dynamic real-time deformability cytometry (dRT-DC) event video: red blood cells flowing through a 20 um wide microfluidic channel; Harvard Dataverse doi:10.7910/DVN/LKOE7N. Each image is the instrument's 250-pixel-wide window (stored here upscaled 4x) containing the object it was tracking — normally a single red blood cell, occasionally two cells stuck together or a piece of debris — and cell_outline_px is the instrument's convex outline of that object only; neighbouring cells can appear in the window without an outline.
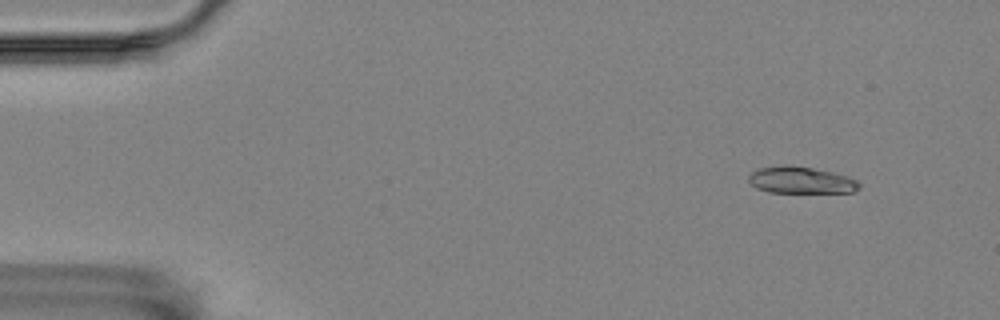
{"species": "Egyptian fruit bat (a non-hibernating species)", "species_latin": "Rousettus aegyptiacus", "temperature_condition": "room temperature", "stored_images_in_passage": 54, "camera_frame_rate_fps": 3000, "um_per_image_px": 0.085, "animal": {"sex": "female"}, "frame": {"image": 1, "passage_image": 2, "time_ms": 0.333, "image_size_px": [1000, 320], "cell_outline_px": [[860, 188], [852, 192], [768, 192], [756, 188], [748, 180], [748, 176], [752, 172], [760, 168], [784, 164], [812, 168], [832, 172], [848, 176], [856, 180], [860, 184]], "centroid_in_image_um": [68.07, 15.31], "position_along_channel_um": 16.9, "area_um2": 17.17}}
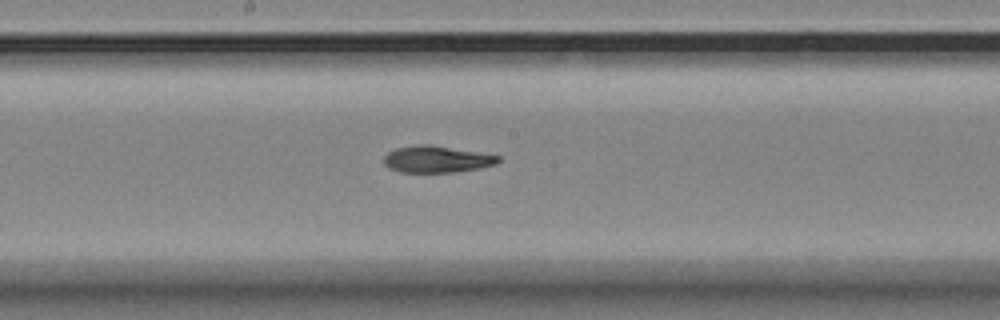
{"frame": {"image": 2, "passage_image": 27, "time_ms": 8.667, "image_size_px": [1000, 320], "cell_outline_px": [[500, 160], [496, 164], [480, 168], [452, 172], [400, 172], [388, 168], [384, 164], [384, 156], [388, 152], [396, 148], [420, 144], [428, 144], [500, 156]], "centroid_in_image_um": [37.08, 13.54], "position_along_channel_um": 211.1, "area_um2": 17.63}}
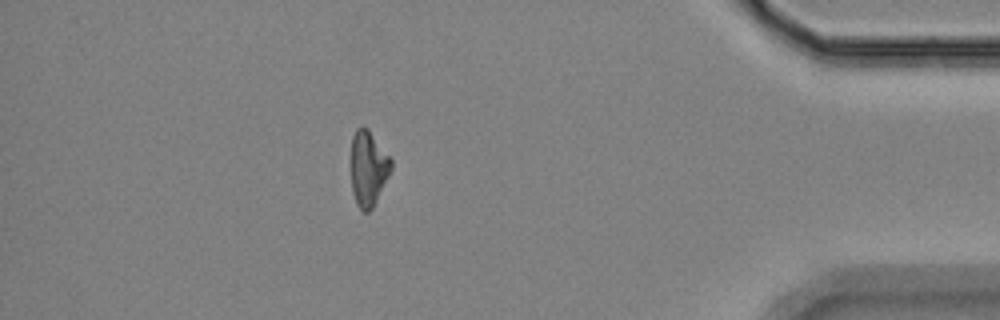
{"frame": {"image": 3, "passage_image": 47, "time_ms": 15.333, "image_size_px": [1000, 320], "cell_outline_px": [[392, 168], [372, 208], [368, 212], [364, 212], [356, 204], [352, 192], [352, 136], [356, 128], [368, 128], [392, 160]], "centroid_in_image_um": [31.3, 14.31], "position_along_channel_um": 403.9, "area_um2": 17.22}}